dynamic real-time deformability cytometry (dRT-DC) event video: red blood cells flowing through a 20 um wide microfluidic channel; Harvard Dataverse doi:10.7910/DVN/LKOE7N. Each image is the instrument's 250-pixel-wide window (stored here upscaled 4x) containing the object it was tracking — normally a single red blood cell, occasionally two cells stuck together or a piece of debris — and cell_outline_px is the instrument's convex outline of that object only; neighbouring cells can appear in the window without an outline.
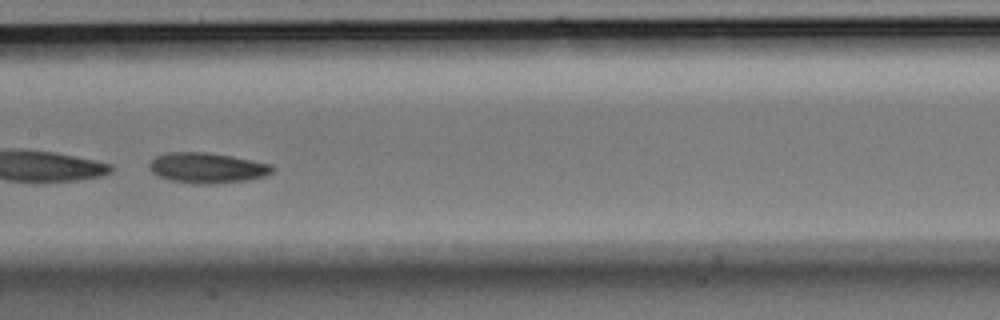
{"species": "Egyptian fruit bat (a non-hibernating species)", "species_latin": "Rousettus aegyptiacus", "temperature_condition": "room temperature", "stored_images_in_passage": 37, "camera_frame_rate_fps": 3000, "um_per_image_px": 0.085, "animal": {"sex": "male"}, "frame": {"image": 1, "passage_image": 16, "time_ms": 5.0, "image_size_px": [1000, 320], "cell_outline_px": [[276, 168], [272, 172], [264, 176], [248, 180], [216, 184], [196, 184], [168, 180], [152, 172], [148, 168], [148, 164], [156, 156], [168, 152], [204, 152], [232, 156], [272, 164]], "centroid_in_image_um": [17.62, 14.27], "position_along_channel_um": 189.8, "area_um2": 21.96}}
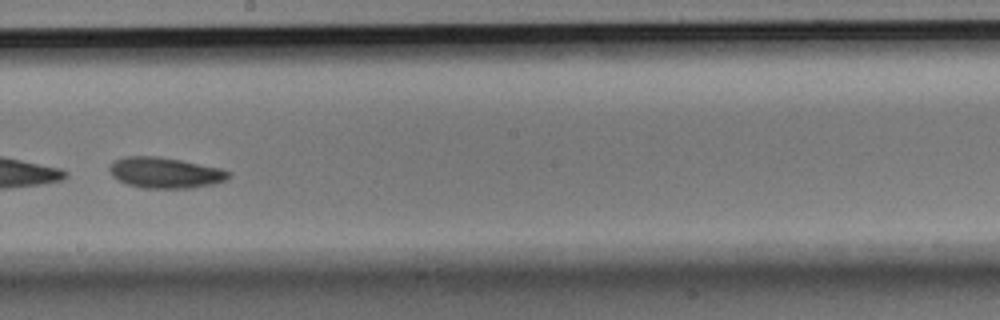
{"frame": {"image": 2, "passage_image": 19, "time_ms": 6.0, "image_size_px": [1000, 320], "cell_outline_px": [[232, 176], [224, 180], [212, 184], [192, 188], [140, 188], [128, 184], [112, 176], [108, 168], [116, 160], [124, 156], [156, 156], [180, 160], [220, 168], [232, 172]], "centroid_in_image_um": [14.05, 14.68], "position_along_channel_um": 234.2, "area_um2": 21.27}}
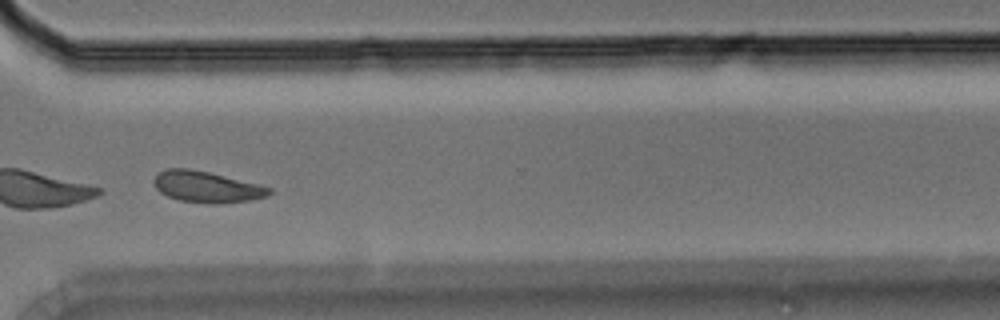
{"frame": {"image": 3, "passage_image": 27, "time_ms": 8.667, "image_size_px": [1000, 320], "cell_outline_px": [[272, 192], [268, 196], [248, 200], [212, 204], [208, 204], [180, 200], [168, 196], [160, 192], [156, 188], [152, 180], [156, 172], [168, 168], [188, 168], [208, 172], [272, 188]], "centroid_in_image_um": [17.5, 15.88], "position_along_channel_um": 353.1, "area_um2": 20.81}}